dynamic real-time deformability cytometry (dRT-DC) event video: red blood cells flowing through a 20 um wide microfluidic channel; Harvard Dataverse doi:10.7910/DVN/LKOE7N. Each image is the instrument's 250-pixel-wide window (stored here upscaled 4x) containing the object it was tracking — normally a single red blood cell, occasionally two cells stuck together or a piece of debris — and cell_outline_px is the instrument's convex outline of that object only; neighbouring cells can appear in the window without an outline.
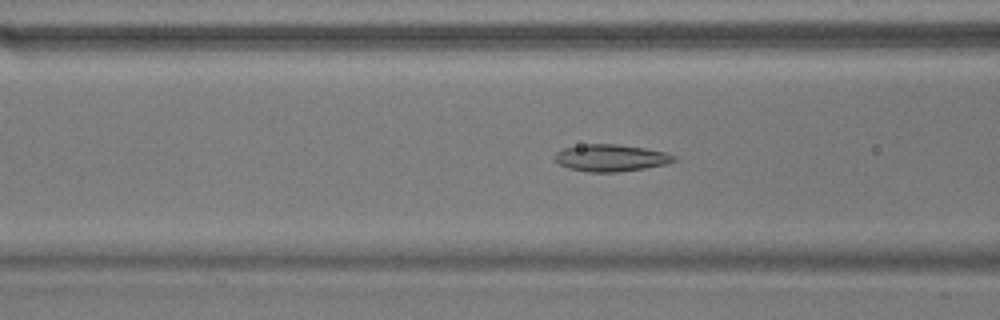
{"species": "common noctule bat (a hibernating species)", "species_latin": "Nyctalus noctula", "temperature_condition": "warm", "stored_images_in_passage": 38, "camera_frame_rate_fps": 3000, "um_per_image_px": 0.085, "animal": {"sex": "male", "body_mass_g": 17.9}, "frame": {"image": 1, "passage_image": 5, "time_ms": 1.333, "image_size_px": [1000, 320], "cell_outline_px": [[676, 160], [664, 164], [644, 168], [616, 172], [588, 172], [568, 168], [560, 164], [552, 156], [556, 152], [564, 148], [588, 144], [616, 144], [644, 148], [668, 152], [676, 156]], "centroid_in_image_um": [51.92, 13.42], "position_along_channel_um": 114.7, "area_um2": 18.61}}
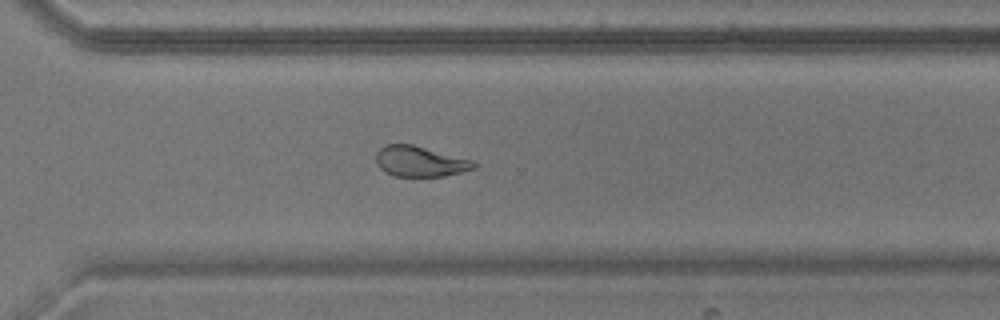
{"frame": {"image": 2, "passage_image": 23, "time_ms": 7.333, "image_size_px": [1000, 320], "cell_outline_px": [[476, 168], [444, 176], [396, 176], [384, 172], [376, 164], [376, 152], [380, 148], [388, 144], [412, 144], [476, 160]], "centroid_in_image_um": [35.72, 13.71], "position_along_channel_um": 334.9, "area_um2": 17.57}}
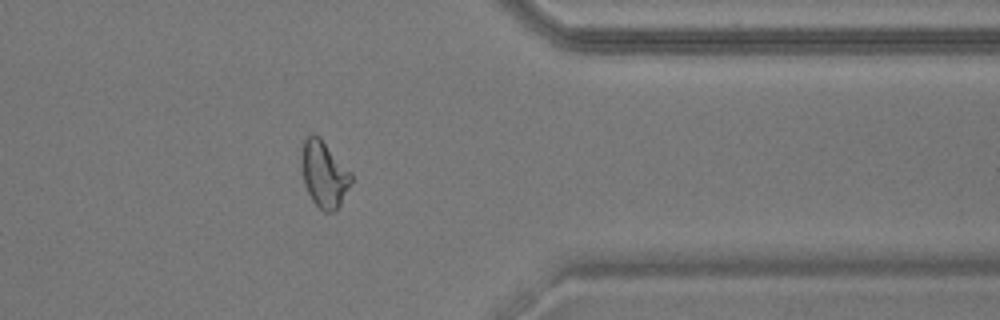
{"frame": {"image": 3, "passage_image": 28, "time_ms": 9.0, "image_size_px": [1000, 320], "cell_outline_px": [[352, 180], [336, 212], [324, 212], [312, 200], [304, 184], [300, 156], [300, 152], [304, 140], [308, 136], [320, 136], [352, 172]], "centroid_in_image_um": [27.54, 14.79], "position_along_channel_um": 383.9, "area_um2": 19.31}, "authors_computed_cell_mechanics": {"area_um2": 18.5249, "velocity_mm_per_s": 3.6722, "shape_relaxation_time_tau1_ms": 7.3476, "shape_relaxation_time_tau2_ms": 1.615, "deformation_change_tau1": 0.1772, "deformation_change_tau2": 0.0836}}